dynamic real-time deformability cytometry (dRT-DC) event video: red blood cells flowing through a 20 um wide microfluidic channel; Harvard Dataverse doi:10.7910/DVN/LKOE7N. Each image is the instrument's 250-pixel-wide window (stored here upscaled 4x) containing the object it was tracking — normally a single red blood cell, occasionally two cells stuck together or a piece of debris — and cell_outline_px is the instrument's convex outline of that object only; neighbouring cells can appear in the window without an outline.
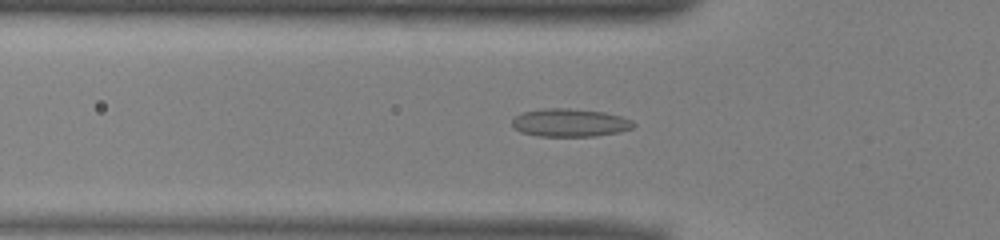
{"species": "common noctule bat (a hibernating species)", "species_latin": "Nyctalus noctula", "temperature_condition": "warm", "stored_images_in_passage": 39, "camera_frame_rate_fps": 3000, "um_per_image_px": 0.085, "animal": {"sex": "male", "body_mass_g": 13.0, "forearm_length_mm": 53.1}, "frame": {"image": 1, "passage_image": 11, "time_ms": 3.333, "image_size_px": [1000, 240], "cell_outline_px": [[636, 124], [632, 128], [620, 132], [596, 136], [536, 136], [520, 132], [512, 124], [512, 120], [516, 116], [524, 112], [544, 108], [568, 108], [604, 112], [620, 116], [632, 120]], "centroid_in_image_um": [48.46, 10.43], "position_along_channel_um": 77.3, "area_um2": 19.83}}
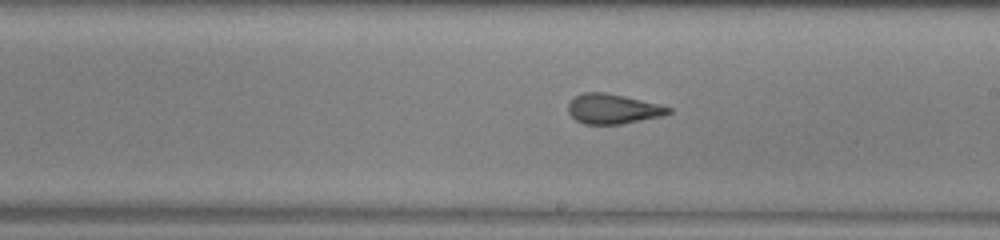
{"frame": {"image": 2, "passage_image": 23, "time_ms": 7.333, "image_size_px": [1000, 240], "cell_outline_px": [[672, 112], [664, 116], [620, 124], [584, 124], [576, 120], [568, 112], [568, 104], [576, 96], [584, 92], [604, 92], [624, 96], [660, 104], [672, 108]], "centroid_in_image_um": [52.13, 9.26], "position_along_channel_um": 236.9, "area_um2": 17.46}}
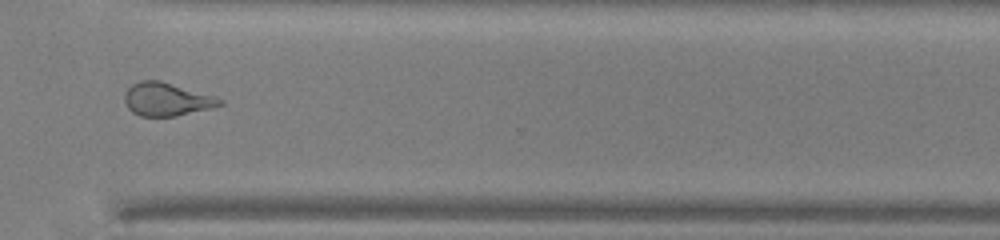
{"frame": {"image": 3, "passage_image": 32, "time_ms": 10.333, "image_size_px": [1000, 240], "cell_outline_px": [[224, 104], [176, 116], [140, 116], [132, 112], [128, 108], [124, 100], [124, 92], [132, 84], [140, 80], [160, 80], [216, 96], [224, 100]], "centroid_in_image_um": [14.15, 8.43], "position_along_channel_um": 356.5, "area_um2": 18.44}, "authors_computed_cell_mechanics": {"area_um2": 18.7272, "velocity_mm_per_s": 3.9804, "shape_relaxation_time_tau1_ms": null, "shape_relaxation_time_tau2_ms": 1.6555, "deformation_change_tau1": null, "deformation_change_tau2": 0.083}}